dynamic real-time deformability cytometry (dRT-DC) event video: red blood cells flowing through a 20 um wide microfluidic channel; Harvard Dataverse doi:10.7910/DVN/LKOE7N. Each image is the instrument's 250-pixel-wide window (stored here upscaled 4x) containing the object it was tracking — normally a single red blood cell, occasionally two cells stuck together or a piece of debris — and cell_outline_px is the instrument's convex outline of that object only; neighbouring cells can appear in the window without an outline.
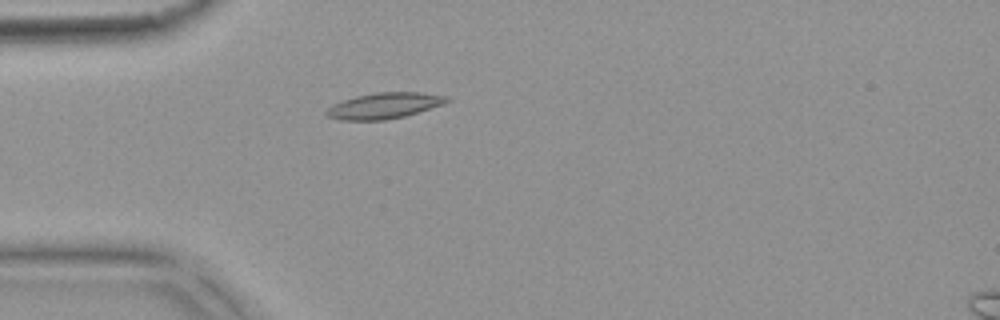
{"species": "common noctule bat (a hibernating species)", "species_latin": "Nyctalus noctula", "temperature_condition": "warm", "stored_images_in_passage": 1, "camera_frame_rate_fps": 3000, "um_per_image_px": 0.085, "animal": {"sex": "female", "body_mass_g": 18.4}, "frame": {"image": 1, "passage_image": 1, "time_ms": 0.0, "image_size_px": [1000, 320], "cell_outline_px": [[452, 100], [444, 104], [404, 116], [384, 120], [340, 120], [328, 116], [324, 112], [332, 104], [356, 96], [376, 92], [420, 92], [448, 96]], "centroid_in_image_um": [32.68, 8.97], "position_along_channel_um": 52.3, "area_um2": 18.15}}